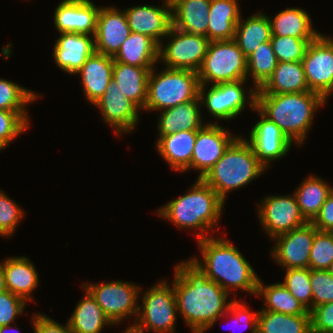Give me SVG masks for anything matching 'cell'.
Listing matches in <instances>:
<instances>
[{"mask_svg":"<svg viewBox=\"0 0 333 333\" xmlns=\"http://www.w3.org/2000/svg\"><path fill=\"white\" fill-rule=\"evenodd\" d=\"M27 111L0 109V148L4 150L30 127Z\"/></svg>","mask_w":333,"mask_h":333,"instance_id":"cell-40","label":"cell"},{"mask_svg":"<svg viewBox=\"0 0 333 333\" xmlns=\"http://www.w3.org/2000/svg\"><path fill=\"white\" fill-rule=\"evenodd\" d=\"M311 315V333H333V302L313 308Z\"/></svg>","mask_w":333,"mask_h":333,"instance_id":"cell-47","label":"cell"},{"mask_svg":"<svg viewBox=\"0 0 333 333\" xmlns=\"http://www.w3.org/2000/svg\"><path fill=\"white\" fill-rule=\"evenodd\" d=\"M113 59L137 67H154L159 59V44L147 35L131 32Z\"/></svg>","mask_w":333,"mask_h":333,"instance_id":"cell-29","label":"cell"},{"mask_svg":"<svg viewBox=\"0 0 333 333\" xmlns=\"http://www.w3.org/2000/svg\"><path fill=\"white\" fill-rule=\"evenodd\" d=\"M99 9L91 0H63L55 9V27L59 34L72 32L94 36Z\"/></svg>","mask_w":333,"mask_h":333,"instance_id":"cell-19","label":"cell"},{"mask_svg":"<svg viewBox=\"0 0 333 333\" xmlns=\"http://www.w3.org/2000/svg\"><path fill=\"white\" fill-rule=\"evenodd\" d=\"M282 283L309 312L312 310L310 268L286 269Z\"/></svg>","mask_w":333,"mask_h":333,"instance_id":"cell-39","label":"cell"},{"mask_svg":"<svg viewBox=\"0 0 333 333\" xmlns=\"http://www.w3.org/2000/svg\"><path fill=\"white\" fill-rule=\"evenodd\" d=\"M272 38L271 24L268 15L255 13L243 21L242 17L236 26L234 41L247 58L256 48Z\"/></svg>","mask_w":333,"mask_h":333,"instance_id":"cell-33","label":"cell"},{"mask_svg":"<svg viewBox=\"0 0 333 333\" xmlns=\"http://www.w3.org/2000/svg\"><path fill=\"white\" fill-rule=\"evenodd\" d=\"M327 271L333 276V263L329 266Z\"/></svg>","mask_w":333,"mask_h":333,"instance_id":"cell-53","label":"cell"},{"mask_svg":"<svg viewBox=\"0 0 333 333\" xmlns=\"http://www.w3.org/2000/svg\"><path fill=\"white\" fill-rule=\"evenodd\" d=\"M266 169L250 143L239 135L202 179L225 203L228 192L248 185Z\"/></svg>","mask_w":333,"mask_h":333,"instance_id":"cell-5","label":"cell"},{"mask_svg":"<svg viewBox=\"0 0 333 333\" xmlns=\"http://www.w3.org/2000/svg\"><path fill=\"white\" fill-rule=\"evenodd\" d=\"M9 329H15L18 330V328H14L13 326L11 327V325H5V326H0V333H7L8 331H10Z\"/></svg>","mask_w":333,"mask_h":333,"instance_id":"cell-52","label":"cell"},{"mask_svg":"<svg viewBox=\"0 0 333 333\" xmlns=\"http://www.w3.org/2000/svg\"><path fill=\"white\" fill-rule=\"evenodd\" d=\"M310 91L301 61L278 62L272 76L256 94H287Z\"/></svg>","mask_w":333,"mask_h":333,"instance_id":"cell-28","label":"cell"},{"mask_svg":"<svg viewBox=\"0 0 333 333\" xmlns=\"http://www.w3.org/2000/svg\"><path fill=\"white\" fill-rule=\"evenodd\" d=\"M272 36H291L299 39H316L321 33L312 27L310 15L302 8H286L269 17Z\"/></svg>","mask_w":333,"mask_h":333,"instance_id":"cell-30","label":"cell"},{"mask_svg":"<svg viewBox=\"0 0 333 333\" xmlns=\"http://www.w3.org/2000/svg\"><path fill=\"white\" fill-rule=\"evenodd\" d=\"M114 59L99 52H93L76 75H80L86 100L92 105L105 93L112 81Z\"/></svg>","mask_w":333,"mask_h":333,"instance_id":"cell-22","label":"cell"},{"mask_svg":"<svg viewBox=\"0 0 333 333\" xmlns=\"http://www.w3.org/2000/svg\"><path fill=\"white\" fill-rule=\"evenodd\" d=\"M277 64L271 41L262 43L247 57V80L252 76L253 86L260 89L272 76Z\"/></svg>","mask_w":333,"mask_h":333,"instance_id":"cell-37","label":"cell"},{"mask_svg":"<svg viewBox=\"0 0 333 333\" xmlns=\"http://www.w3.org/2000/svg\"><path fill=\"white\" fill-rule=\"evenodd\" d=\"M233 299V300H232ZM230 297L231 303L227 310V314L229 313L231 318L234 320L235 325L242 324L243 326L249 327L251 329V333H257V326H258V312L251 311L249 307L246 306L245 302L237 301L236 298ZM234 324V323H233Z\"/></svg>","mask_w":333,"mask_h":333,"instance_id":"cell-46","label":"cell"},{"mask_svg":"<svg viewBox=\"0 0 333 333\" xmlns=\"http://www.w3.org/2000/svg\"><path fill=\"white\" fill-rule=\"evenodd\" d=\"M247 81V79H243L211 84L209 90H207L206 85H200L199 98L201 105L205 106L213 117L228 121L241 115L247 104L251 109H255L257 89L252 87V90L251 88L248 90L249 93L244 90L246 89L244 84Z\"/></svg>","mask_w":333,"mask_h":333,"instance_id":"cell-9","label":"cell"},{"mask_svg":"<svg viewBox=\"0 0 333 333\" xmlns=\"http://www.w3.org/2000/svg\"><path fill=\"white\" fill-rule=\"evenodd\" d=\"M333 263V232L317 230L312 243L308 268L327 270Z\"/></svg>","mask_w":333,"mask_h":333,"instance_id":"cell-42","label":"cell"},{"mask_svg":"<svg viewBox=\"0 0 333 333\" xmlns=\"http://www.w3.org/2000/svg\"><path fill=\"white\" fill-rule=\"evenodd\" d=\"M200 85L247 79V58L234 40L210 41L199 69Z\"/></svg>","mask_w":333,"mask_h":333,"instance_id":"cell-8","label":"cell"},{"mask_svg":"<svg viewBox=\"0 0 333 333\" xmlns=\"http://www.w3.org/2000/svg\"><path fill=\"white\" fill-rule=\"evenodd\" d=\"M53 47L57 66L68 74L80 70L87 58L95 52L94 36L79 33H60Z\"/></svg>","mask_w":333,"mask_h":333,"instance_id":"cell-21","label":"cell"},{"mask_svg":"<svg viewBox=\"0 0 333 333\" xmlns=\"http://www.w3.org/2000/svg\"><path fill=\"white\" fill-rule=\"evenodd\" d=\"M311 223L320 231L333 232V190Z\"/></svg>","mask_w":333,"mask_h":333,"instance_id":"cell-49","label":"cell"},{"mask_svg":"<svg viewBox=\"0 0 333 333\" xmlns=\"http://www.w3.org/2000/svg\"><path fill=\"white\" fill-rule=\"evenodd\" d=\"M257 333H311V315H287L261 309Z\"/></svg>","mask_w":333,"mask_h":333,"instance_id":"cell-36","label":"cell"},{"mask_svg":"<svg viewBox=\"0 0 333 333\" xmlns=\"http://www.w3.org/2000/svg\"><path fill=\"white\" fill-rule=\"evenodd\" d=\"M32 319L34 333H72L68 322L64 326L46 314L37 312Z\"/></svg>","mask_w":333,"mask_h":333,"instance_id":"cell-48","label":"cell"},{"mask_svg":"<svg viewBox=\"0 0 333 333\" xmlns=\"http://www.w3.org/2000/svg\"><path fill=\"white\" fill-rule=\"evenodd\" d=\"M229 132L215 122L206 123L197 130L191 158V169L199 171L197 178L202 179L223 156L229 145L239 136Z\"/></svg>","mask_w":333,"mask_h":333,"instance_id":"cell-15","label":"cell"},{"mask_svg":"<svg viewBox=\"0 0 333 333\" xmlns=\"http://www.w3.org/2000/svg\"><path fill=\"white\" fill-rule=\"evenodd\" d=\"M195 181L185 195L161 206L157 215L171 221L179 229L199 230L196 233L197 241L210 237V229L218 227L225 203L203 179L197 178Z\"/></svg>","mask_w":333,"mask_h":333,"instance_id":"cell-3","label":"cell"},{"mask_svg":"<svg viewBox=\"0 0 333 333\" xmlns=\"http://www.w3.org/2000/svg\"><path fill=\"white\" fill-rule=\"evenodd\" d=\"M3 270L6 290L33 302L31 294L39 285V273L29 258L9 257L3 261Z\"/></svg>","mask_w":333,"mask_h":333,"instance_id":"cell-24","label":"cell"},{"mask_svg":"<svg viewBox=\"0 0 333 333\" xmlns=\"http://www.w3.org/2000/svg\"><path fill=\"white\" fill-rule=\"evenodd\" d=\"M199 258H190L208 277L219 284L229 295L230 291L242 290L256 296L259 276L244 255L230 242L210 236L197 240Z\"/></svg>","mask_w":333,"mask_h":333,"instance_id":"cell-2","label":"cell"},{"mask_svg":"<svg viewBox=\"0 0 333 333\" xmlns=\"http://www.w3.org/2000/svg\"><path fill=\"white\" fill-rule=\"evenodd\" d=\"M173 289L180 314L193 333H205L224 317L229 294L196 266L191 259L176 264Z\"/></svg>","mask_w":333,"mask_h":333,"instance_id":"cell-1","label":"cell"},{"mask_svg":"<svg viewBox=\"0 0 333 333\" xmlns=\"http://www.w3.org/2000/svg\"><path fill=\"white\" fill-rule=\"evenodd\" d=\"M122 333H131L129 330H125L124 332H122Z\"/></svg>","mask_w":333,"mask_h":333,"instance_id":"cell-54","label":"cell"},{"mask_svg":"<svg viewBox=\"0 0 333 333\" xmlns=\"http://www.w3.org/2000/svg\"><path fill=\"white\" fill-rule=\"evenodd\" d=\"M153 67H137L114 60L112 80L142 111L147 101L148 78Z\"/></svg>","mask_w":333,"mask_h":333,"instance_id":"cell-26","label":"cell"},{"mask_svg":"<svg viewBox=\"0 0 333 333\" xmlns=\"http://www.w3.org/2000/svg\"><path fill=\"white\" fill-rule=\"evenodd\" d=\"M259 205L258 221L271 239L308 222L301 214L294 193L292 195L267 196L262 199Z\"/></svg>","mask_w":333,"mask_h":333,"instance_id":"cell-12","label":"cell"},{"mask_svg":"<svg viewBox=\"0 0 333 333\" xmlns=\"http://www.w3.org/2000/svg\"><path fill=\"white\" fill-rule=\"evenodd\" d=\"M260 120L252 127L249 140L258 160L268 169L271 161L283 158L289 152L292 142L282 130L271 120L265 117L257 108Z\"/></svg>","mask_w":333,"mask_h":333,"instance_id":"cell-17","label":"cell"},{"mask_svg":"<svg viewBox=\"0 0 333 333\" xmlns=\"http://www.w3.org/2000/svg\"><path fill=\"white\" fill-rule=\"evenodd\" d=\"M181 0H163V6L173 9Z\"/></svg>","mask_w":333,"mask_h":333,"instance_id":"cell-51","label":"cell"},{"mask_svg":"<svg viewBox=\"0 0 333 333\" xmlns=\"http://www.w3.org/2000/svg\"><path fill=\"white\" fill-rule=\"evenodd\" d=\"M39 94L17 83L0 78V109L26 111L29 103L36 101Z\"/></svg>","mask_w":333,"mask_h":333,"instance_id":"cell-38","label":"cell"},{"mask_svg":"<svg viewBox=\"0 0 333 333\" xmlns=\"http://www.w3.org/2000/svg\"><path fill=\"white\" fill-rule=\"evenodd\" d=\"M26 213L5 192L0 190V236L10 237Z\"/></svg>","mask_w":333,"mask_h":333,"instance_id":"cell-43","label":"cell"},{"mask_svg":"<svg viewBox=\"0 0 333 333\" xmlns=\"http://www.w3.org/2000/svg\"><path fill=\"white\" fill-rule=\"evenodd\" d=\"M26 301L9 291L0 293V326L12 325L26 308Z\"/></svg>","mask_w":333,"mask_h":333,"instance_id":"cell-45","label":"cell"},{"mask_svg":"<svg viewBox=\"0 0 333 333\" xmlns=\"http://www.w3.org/2000/svg\"><path fill=\"white\" fill-rule=\"evenodd\" d=\"M312 309L333 302V276L327 270H311Z\"/></svg>","mask_w":333,"mask_h":333,"instance_id":"cell-44","label":"cell"},{"mask_svg":"<svg viewBox=\"0 0 333 333\" xmlns=\"http://www.w3.org/2000/svg\"><path fill=\"white\" fill-rule=\"evenodd\" d=\"M156 283L143 293L140 289L142 304L139 305L136 322L126 329L131 333H145L146 330L154 333H174L177 302L173 284L169 285L167 280Z\"/></svg>","mask_w":333,"mask_h":333,"instance_id":"cell-7","label":"cell"},{"mask_svg":"<svg viewBox=\"0 0 333 333\" xmlns=\"http://www.w3.org/2000/svg\"><path fill=\"white\" fill-rule=\"evenodd\" d=\"M296 188V196L301 214L311 222L319 213L333 187L318 176H309Z\"/></svg>","mask_w":333,"mask_h":333,"instance_id":"cell-35","label":"cell"},{"mask_svg":"<svg viewBox=\"0 0 333 333\" xmlns=\"http://www.w3.org/2000/svg\"><path fill=\"white\" fill-rule=\"evenodd\" d=\"M124 12L131 32L147 35L159 45L172 27V10L165 6L137 5Z\"/></svg>","mask_w":333,"mask_h":333,"instance_id":"cell-20","label":"cell"},{"mask_svg":"<svg viewBox=\"0 0 333 333\" xmlns=\"http://www.w3.org/2000/svg\"><path fill=\"white\" fill-rule=\"evenodd\" d=\"M93 105L101 111L104 123L111 126L118 137L134 131L138 124L141 109L118 89L113 80Z\"/></svg>","mask_w":333,"mask_h":333,"instance_id":"cell-16","label":"cell"},{"mask_svg":"<svg viewBox=\"0 0 333 333\" xmlns=\"http://www.w3.org/2000/svg\"><path fill=\"white\" fill-rule=\"evenodd\" d=\"M165 38L170 40L167 45H159L158 62H163L166 68L198 72L210 40L204 35L188 33L175 27H171Z\"/></svg>","mask_w":333,"mask_h":333,"instance_id":"cell-11","label":"cell"},{"mask_svg":"<svg viewBox=\"0 0 333 333\" xmlns=\"http://www.w3.org/2000/svg\"><path fill=\"white\" fill-rule=\"evenodd\" d=\"M318 229L311 223L275 237L270 255L284 269L308 268L310 251Z\"/></svg>","mask_w":333,"mask_h":333,"instance_id":"cell-14","label":"cell"},{"mask_svg":"<svg viewBox=\"0 0 333 333\" xmlns=\"http://www.w3.org/2000/svg\"><path fill=\"white\" fill-rule=\"evenodd\" d=\"M310 91L326 101L333 92V40L320 34L311 41L301 61Z\"/></svg>","mask_w":333,"mask_h":333,"instance_id":"cell-13","label":"cell"},{"mask_svg":"<svg viewBox=\"0 0 333 333\" xmlns=\"http://www.w3.org/2000/svg\"><path fill=\"white\" fill-rule=\"evenodd\" d=\"M315 39H299L291 36H272L271 43L278 62L302 61L307 47Z\"/></svg>","mask_w":333,"mask_h":333,"instance_id":"cell-41","label":"cell"},{"mask_svg":"<svg viewBox=\"0 0 333 333\" xmlns=\"http://www.w3.org/2000/svg\"><path fill=\"white\" fill-rule=\"evenodd\" d=\"M130 34L124 10L110 6L100 7L94 34L96 52L114 57Z\"/></svg>","mask_w":333,"mask_h":333,"instance_id":"cell-18","label":"cell"},{"mask_svg":"<svg viewBox=\"0 0 333 333\" xmlns=\"http://www.w3.org/2000/svg\"><path fill=\"white\" fill-rule=\"evenodd\" d=\"M200 107L201 101L198 96L195 100L161 111L158 119V136L178 131L199 130L204 125Z\"/></svg>","mask_w":333,"mask_h":333,"instance_id":"cell-25","label":"cell"},{"mask_svg":"<svg viewBox=\"0 0 333 333\" xmlns=\"http://www.w3.org/2000/svg\"><path fill=\"white\" fill-rule=\"evenodd\" d=\"M199 86L198 73L195 71L164 67L156 73L154 66L148 78L144 110L163 111L195 100L199 96Z\"/></svg>","mask_w":333,"mask_h":333,"instance_id":"cell-6","label":"cell"},{"mask_svg":"<svg viewBox=\"0 0 333 333\" xmlns=\"http://www.w3.org/2000/svg\"><path fill=\"white\" fill-rule=\"evenodd\" d=\"M197 138V130L178 131L158 136L156 149L173 171L191 170V158Z\"/></svg>","mask_w":333,"mask_h":333,"instance_id":"cell-23","label":"cell"},{"mask_svg":"<svg viewBox=\"0 0 333 333\" xmlns=\"http://www.w3.org/2000/svg\"><path fill=\"white\" fill-rule=\"evenodd\" d=\"M83 291V299L67 320L72 333H101L105 326H113L92 295L86 289Z\"/></svg>","mask_w":333,"mask_h":333,"instance_id":"cell-32","label":"cell"},{"mask_svg":"<svg viewBox=\"0 0 333 333\" xmlns=\"http://www.w3.org/2000/svg\"><path fill=\"white\" fill-rule=\"evenodd\" d=\"M207 38L210 41L233 40L241 18L238 0H211Z\"/></svg>","mask_w":333,"mask_h":333,"instance_id":"cell-27","label":"cell"},{"mask_svg":"<svg viewBox=\"0 0 333 333\" xmlns=\"http://www.w3.org/2000/svg\"><path fill=\"white\" fill-rule=\"evenodd\" d=\"M82 288L92 295L114 325L133 315L136 322L141 287L135 283L114 280L109 283H85Z\"/></svg>","mask_w":333,"mask_h":333,"instance_id":"cell-10","label":"cell"},{"mask_svg":"<svg viewBox=\"0 0 333 333\" xmlns=\"http://www.w3.org/2000/svg\"><path fill=\"white\" fill-rule=\"evenodd\" d=\"M258 280L256 297L263 298L262 310L283 313L287 315L310 314V312L299 302L283 285V283H272L264 285Z\"/></svg>","mask_w":333,"mask_h":333,"instance_id":"cell-34","label":"cell"},{"mask_svg":"<svg viewBox=\"0 0 333 333\" xmlns=\"http://www.w3.org/2000/svg\"><path fill=\"white\" fill-rule=\"evenodd\" d=\"M326 100L313 91L287 94H256V108L273 121L292 142L302 145L310 131L315 111Z\"/></svg>","mask_w":333,"mask_h":333,"instance_id":"cell-4","label":"cell"},{"mask_svg":"<svg viewBox=\"0 0 333 333\" xmlns=\"http://www.w3.org/2000/svg\"><path fill=\"white\" fill-rule=\"evenodd\" d=\"M6 291L5 279H4V270H3V262L0 261V293Z\"/></svg>","mask_w":333,"mask_h":333,"instance_id":"cell-50","label":"cell"},{"mask_svg":"<svg viewBox=\"0 0 333 333\" xmlns=\"http://www.w3.org/2000/svg\"><path fill=\"white\" fill-rule=\"evenodd\" d=\"M211 0H181L172 9V27L207 37Z\"/></svg>","mask_w":333,"mask_h":333,"instance_id":"cell-31","label":"cell"}]
</instances>
